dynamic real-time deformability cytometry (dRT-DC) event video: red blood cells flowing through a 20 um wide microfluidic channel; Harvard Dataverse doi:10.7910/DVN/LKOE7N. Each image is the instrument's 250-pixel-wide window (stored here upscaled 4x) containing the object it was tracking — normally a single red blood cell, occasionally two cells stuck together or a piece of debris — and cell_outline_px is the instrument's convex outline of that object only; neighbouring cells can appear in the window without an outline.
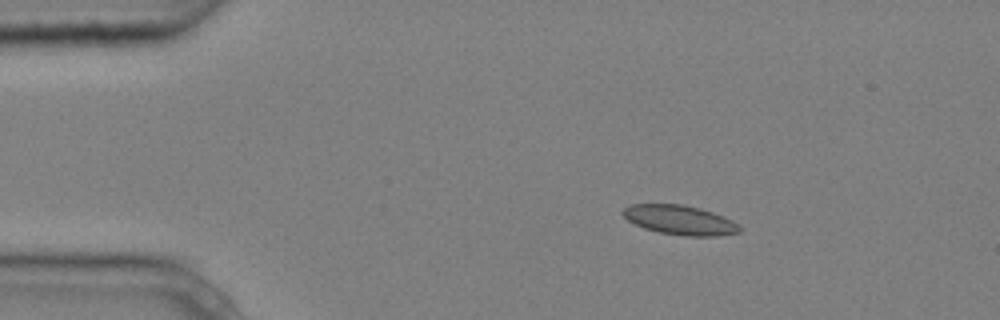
{"species": "common noctule bat (a hibernating species)", "species_latin": "Nyctalus noctula", "temperature_condition": "cold", "stored_images_in_passage": 4, "camera_frame_rate_fps": 3000, "um_per_image_px": 0.085, "animal": {"sex": "male", "body_mass_g": 20.4}, "frame": {"image": 1, "passage_image": 2, "time_ms": 0.333, "image_size_px": [1000, 320], "cell_outline_px": [[740, 232], [720, 236], [684, 236], [660, 232], [644, 228], [628, 220], [620, 212], [624, 208], [632, 204], [684, 204], [700, 208], [724, 216], [740, 224]], "centroid_in_image_um": [57.82, 18.7], "position_along_channel_um": 27.2, "area_um2": 20.11}}
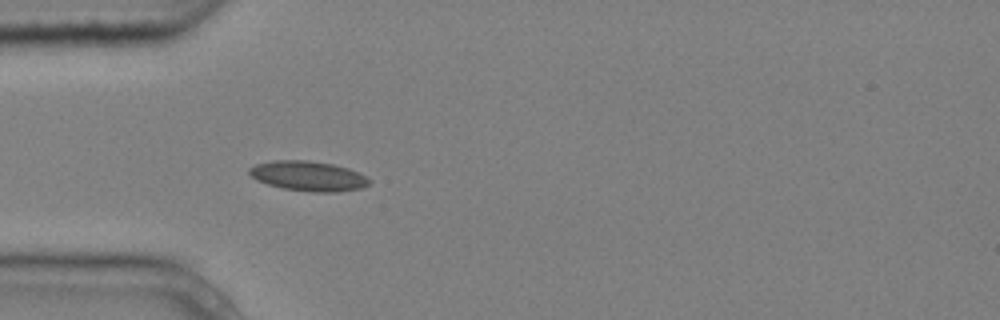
{"frame": {"image": 2, "passage_image": 4, "time_ms": 1.0, "image_size_px": [1000, 320], "cell_outline_px": [[372, 180], [368, 184], [360, 188], [340, 192], [312, 192], [284, 188], [268, 184], [256, 180], [248, 172], [248, 168], [256, 164], [272, 160], [308, 160], [332, 164], [348, 168]], "centroid_in_image_um": [26.18, 14.96], "position_along_channel_um": 58.8, "area_um2": 20.81}}